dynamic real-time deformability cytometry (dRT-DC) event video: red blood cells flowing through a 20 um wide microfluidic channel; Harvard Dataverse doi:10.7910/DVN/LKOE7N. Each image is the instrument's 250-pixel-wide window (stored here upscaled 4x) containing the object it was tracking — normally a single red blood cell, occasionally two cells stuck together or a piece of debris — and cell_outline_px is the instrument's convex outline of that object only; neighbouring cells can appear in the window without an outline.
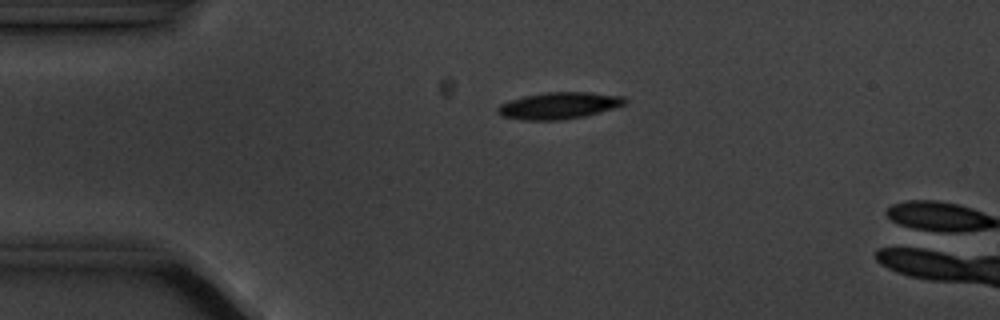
{"species": "common noctule bat (a hibernating species)", "species_latin": "Nyctalus noctula", "temperature_condition": "cold", "stored_images_in_passage": 5, "camera_frame_rate_fps": 3000, "um_per_image_px": 0.085, "animal": {"sex": "male", "body_mass_g": 20.1, "forearm_length_mm": 53.5}, "frame": {"image": 1, "passage_image": 3, "time_ms": 3.0, "image_size_px": [1000, 320], "cell_outline_px": [[628, 100], [624, 104], [612, 108], [584, 116], [560, 120], [524, 120], [500, 116], [496, 112], [496, 108], [500, 104], [524, 96], [544, 92], [588, 92], [624, 96]], "centroid_in_image_um": [47.47, 8.97], "position_along_channel_um": 37.5, "area_um2": 19.71}}